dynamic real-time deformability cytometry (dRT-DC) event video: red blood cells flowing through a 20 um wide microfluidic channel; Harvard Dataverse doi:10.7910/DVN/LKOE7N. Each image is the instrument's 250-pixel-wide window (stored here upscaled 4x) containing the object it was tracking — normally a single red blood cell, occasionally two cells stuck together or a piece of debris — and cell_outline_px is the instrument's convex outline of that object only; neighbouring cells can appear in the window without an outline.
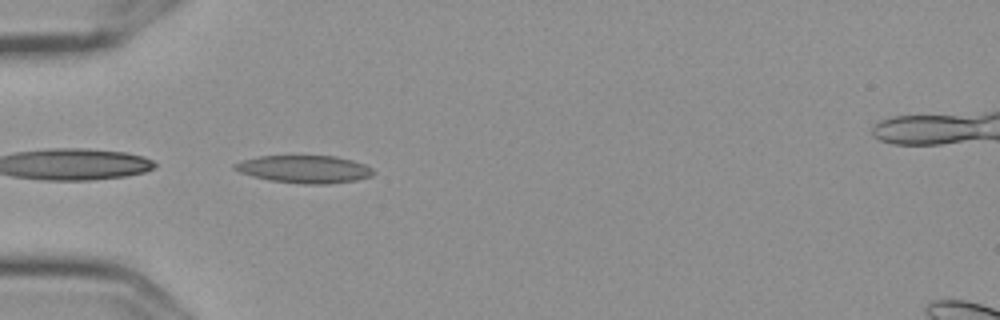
{"species": "Egyptian fruit bat (a non-hibernating species)", "species_latin": "Rousettus aegyptiacus", "temperature_condition": "cold", "stored_images_in_passage": 4, "camera_frame_rate_fps": 3000, "um_per_image_px": 0.085, "frame": {"image": 1, "passage_image": 4, "time_ms": 1.0, "image_size_px": [1000, 320], "cell_outline_px": [[376, 172], [372, 176], [356, 180], [328, 184], [304, 184], [268, 180], [252, 176], [240, 172], [232, 168], [232, 164], [244, 160], [260, 156], [336, 156], [352, 160], [364, 164], [372, 168]], "centroid_in_image_um": [25.89, 14.38], "position_along_channel_um": 59.1, "area_um2": 22.37}}